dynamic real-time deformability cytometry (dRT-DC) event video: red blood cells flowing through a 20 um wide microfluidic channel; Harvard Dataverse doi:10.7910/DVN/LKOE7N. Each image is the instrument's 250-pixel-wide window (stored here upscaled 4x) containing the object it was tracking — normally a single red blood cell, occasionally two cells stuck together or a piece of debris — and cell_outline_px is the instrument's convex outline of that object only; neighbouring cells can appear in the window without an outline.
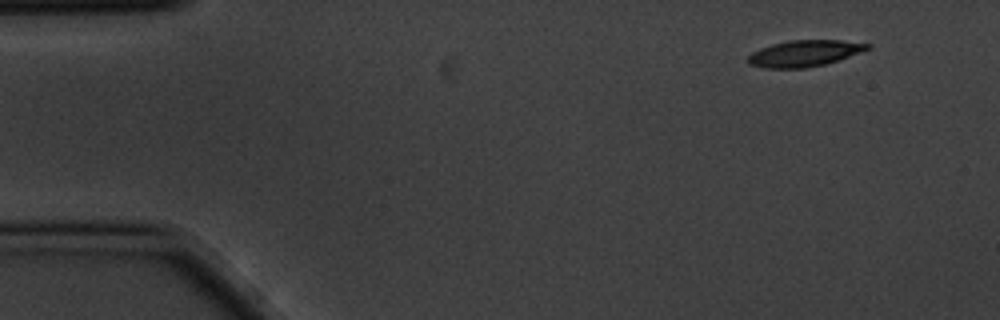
{"species": "common noctule bat (a hibernating species)", "species_latin": "Nyctalus noctula", "temperature_condition": "cold", "stored_images_in_passage": 5, "camera_frame_rate_fps": 3000, "um_per_image_px": 0.085, "animal": {"sex": "male", "body_mass_g": 20.1, "forearm_length_mm": 53.5}, "frame": {"image": 1, "passage_image": 5, "time_ms": 1.333, "image_size_px": [1000, 320], "cell_outline_px": [[872, 48], [824, 64], [804, 68], [764, 68], [748, 64], [748, 56], [752, 52], [760, 48], [772, 44], [788, 40], [840, 40], [872, 44]], "centroid_in_image_um": [68.35, 4.53], "position_along_channel_um": 16.6, "area_um2": 18.21}}